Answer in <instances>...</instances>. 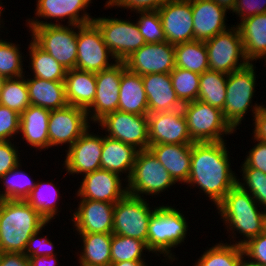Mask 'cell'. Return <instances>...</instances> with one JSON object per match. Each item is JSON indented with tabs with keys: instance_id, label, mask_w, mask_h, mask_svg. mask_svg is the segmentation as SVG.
<instances>
[{
	"instance_id": "9",
	"label": "cell",
	"mask_w": 266,
	"mask_h": 266,
	"mask_svg": "<svg viewBox=\"0 0 266 266\" xmlns=\"http://www.w3.org/2000/svg\"><path fill=\"white\" fill-rule=\"evenodd\" d=\"M230 28L205 41L209 70L211 71L230 74L249 63L243 51V42L238 26L233 25Z\"/></svg>"
},
{
	"instance_id": "24",
	"label": "cell",
	"mask_w": 266,
	"mask_h": 266,
	"mask_svg": "<svg viewBox=\"0 0 266 266\" xmlns=\"http://www.w3.org/2000/svg\"><path fill=\"white\" fill-rule=\"evenodd\" d=\"M149 150L175 182L187 183L191 171L192 144L149 145Z\"/></svg>"
},
{
	"instance_id": "13",
	"label": "cell",
	"mask_w": 266,
	"mask_h": 266,
	"mask_svg": "<svg viewBox=\"0 0 266 266\" xmlns=\"http://www.w3.org/2000/svg\"><path fill=\"white\" fill-rule=\"evenodd\" d=\"M77 30L76 69L98 73L114 65L109 63V56L117 62L104 43L101 31L93 22L79 25Z\"/></svg>"
},
{
	"instance_id": "38",
	"label": "cell",
	"mask_w": 266,
	"mask_h": 266,
	"mask_svg": "<svg viewBox=\"0 0 266 266\" xmlns=\"http://www.w3.org/2000/svg\"><path fill=\"white\" fill-rule=\"evenodd\" d=\"M0 105L23 113L31 104L25 76L6 79L0 91Z\"/></svg>"
},
{
	"instance_id": "35",
	"label": "cell",
	"mask_w": 266,
	"mask_h": 266,
	"mask_svg": "<svg viewBox=\"0 0 266 266\" xmlns=\"http://www.w3.org/2000/svg\"><path fill=\"white\" fill-rule=\"evenodd\" d=\"M227 78L228 74L218 71L207 70L200 74L197 100L223 111L226 99Z\"/></svg>"
},
{
	"instance_id": "15",
	"label": "cell",
	"mask_w": 266,
	"mask_h": 266,
	"mask_svg": "<svg viewBox=\"0 0 266 266\" xmlns=\"http://www.w3.org/2000/svg\"><path fill=\"white\" fill-rule=\"evenodd\" d=\"M86 110L67 105L50 111L48 122L49 147L68 143L70 147L89 127Z\"/></svg>"
},
{
	"instance_id": "47",
	"label": "cell",
	"mask_w": 266,
	"mask_h": 266,
	"mask_svg": "<svg viewBox=\"0 0 266 266\" xmlns=\"http://www.w3.org/2000/svg\"><path fill=\"white\" fill-rule=\"evenodd\" d=\"M40 231L34 233L27 242L24 255L28 258L31 256H50L57 255L54 253L53 243L46 237H38Z\"/></svg>"
},
{
	"instance_id": "2",
	"label": "cell",
	"mask_w": 266,
	"mask_h": 266,
	"mask_svg": "<svg viewBox=\"0 0 266 266\" xmlns=\"http://www.w3.org/2000/svg\"><path fill=\"white\" fill-rule=\"evenodd\" d=\"M46 224L25 200H0V252L24 253L30 237Z\"/></svg>"
},
{
	"instance_id": "37",
	"label": "cell",
	"mask_w": 266,
	"mask_h": 266,
	"mask_svg": "<svg viewBox=\"0 0 266 266\" xmlns=\"http://www.w3.org/2000/svg\"><path fill=\"white\" fill-rule=\"evenodd\" d=\"M20 166L22 167L18 164L0 177L3 181V189L5 186L4 191L0 193V200H25L35 188L36 183L31 180L32 178L28 174L19 169Z\"/></svg>"
},
{
	"instance_id": "40",
	"label": "cell",
	"mask_w": 266,
	"mask_h": 266,
	"mask_svg": "<svg viewBox=\"0 0 266 266\" xmlns=\"http://www.w3.org/2000/svg\"><path fill=\"white\" fill-rule=\"evenodd\" d=\"M143 250L149 251L147 244L140 239L113 234L110 247L111 263L122 261H145Z\"/></svg>"
},
{
	"instance_id": "49",
	"label": "cell",
	"mask_w": 266,
	"mask_h": 266,
	"mask_svg": "<svg viewBox=\"0 0 266 266\" xmlns=\"http://www.w3.org/2000/svg\"><path fill=\"white\" fill-rule=\"evenodd\" d=\"M15 147L10 140L0 141V177L20 164L19 153Z\"/></svg>"
},
{
	"instance_id": "18",
	"label": "cell",
	"mask_w": 266,
	"mask_h": 266,
	"mask_svg": "<svg viewBox=\"0 0 266 266\" xmlns=\"http://www.w3.org/2000/svg\"><path fill=\"white\" fill-rule=\"evenodd\" d=\"M158 13L168 43L177 45L194 40L191 0H167Z\"/></svg>"
},
{
	"instance_id": "32",
	"label": "cell",
	"mask_w": 266,
	"mask_h": 266,
	"mask_svg": "<svg viewBox=\"0 0 266 266\" xmlns=\"http://www.w3.org/2000/svg\"><path fill=\"white\" fill-rule=\"evenodd\" d=\"M83 250L79 255L80 266H110L112 235L109 233H79Z\"/></svg>"
},
{
	"instance_id": "11",
	"label": "cell",
	"mask_w": 266,
	"mask_h": 266,
	"mask_svg": "<svg viewBox=\"0 0 266 266\" xmlns=\"http://www.w3.org/2000/svg\"><path fill=\"white\" fill-rule=\"evenodd\" d=\"M92 22L101 31L104 43L117 61H125L146 44L137 23L106 17H94Z\"/></svg>"
},
{
	"instance_id": "43",
	"label": "cell",
	"mask_w": 266,
	"mask_h": 266,
	"mask_svg": "<svg viewBox=\"0 0 266 266\" xmlns=\"http://www.w3.org/2000/svg\"><path fill=\"white\" fill-rule=\"evenodd\" d=\"M242 165L241 171L243 173V181L245 182L242 183L238 179L237 184L244 191L251 194L258 205H263L266 210V174L260 170L248 167L245 163Z\"/></svg>"
},
{
	"instance_id": "36",
	"label": "cell",
	"mask_w": 266,
	"mask_h": 266,
	"mask_svg": "<svg viewBox=\"0 0 266 266\" xmlns=\"http://www.w3.org/2000/svg\"><path fill=\"white\" fill-rule=\"evenodd\" d=\"M58 190L52 182H37L25 201L49 223L58 213Z\"/></svg>"
},
{
	"instance_id": "30",
	"label": "cell",
	"mask_w": 266,
	"mask_h": 266,
	"mask_svg": "<svg viewBox=\"0 0 266 266\" xmlns=\"http://www.w3.org/2000/svg\"><path fill=\"white\" fill-rule=\"evenodd\" d=\"M26 83L31 105L40 106L50 111L68 105L64 82L33 77L28 78Z\"/></svg>"
},
{
	"instance_id": "26",
	"label": "cell",
	"mask_w": 266,
	"mask_h": 266,
	"mask_svg": "<svg viewBox=\"0 0 266 266\" xmlns=\"http://www.w3.org/2000/svg\"><path fill=\"white\" fill-rule=\"evenodd\" d=\"M139 150L129 144L119 140L103 137V147L101 154V169L120 174L128 173L127 180L133 171L135 159Z\"/></svg>"
},
{
	"instance_id": "51",
	"label": "cell",
	"mask_w": 266,
	"mask_h": 266,
	"mask_svg": "<svg viewBox=\"0 0 266 266\" xmlns=\"http://www.w3.org/2000/svg\"><path fill=\"white\" fill-rule=\"evenodd\" d=\"M246 155L245 163L248 167L262 171L266 174V142L260 140Z\"/></svg>"
},
{
	"instance_id": "48",
	"label": "cell",
	"mask_w": 266,
	"mask_h": 266,
	"mask_svg": "<svg viewBox=\"0 0 266 266\" xmlns=\"http://www.w3.org/2000/svg\"><path fill=\"white\" fill-rule=\"evenodd\" d=\"M167 0H108L106 1V8L122 7L131 9V11H156ZM111 6V7H110Z\"/></svg>"
},
{
	"instance_id": "4",
	"label": "cell",
	"mask_w": 266,
	"mask_h": 266,
	"mask_svg": "<svg viewBox=\"0 0 266 266\" xmlns=\"http://www.w3.org/2000/svg\"><path fill=\"white\" fill-rule=\"evenodd\" d=\"M38 20L34 18L27 20L32 39L66 70L76 68L77 31L74 29L79 25L64 26L60 23Z\"/></svg>"
},
{
	"instance_id": "10",
	"label": "cell",
	"mask_w": 266,
	"mask_h": 266,
	"mask_svg": "<svg viewBox=\"0 0 266 266\" xmlns=\"http://www.w3.org/2000/svg\"><path fill=\"white\" fill-rule=\"evenodd\" d=\"M142 197L126 194L115 203L113 234L140 239L148 247V223L154 210Z\"/></svg>"
},
{
	"instance_id": "23",
	"label": "cell",
	"mask_w": 266,
	"mask_h": 266,
	"mask_svg": "<svg viewBox=\"0 0 266 266\" xmlns=\"http://www.w3.org/2000/svg\"><path fill=\"white\" fill-rule=\"evenodd\" d=\"M148 100V114L180 109L183 103L173 89L170 73L142 75Z\"/></svg>"
},
{
	"instance_id": "8",
	"label": "cell",
	"mask_w": 266,
	"mask_h": 266,
	"mask_svg": "<svg viewBox=\"0 0 266 266\" xmlns=\"http://www.w3.org/2000/svg\"><path fill=\"white\" fill-rule=\"evenodd\" d=\"M127 182V193L136 197H144L143 194L158 195L176 183L149 149L138 151Z\"/></svg>"
},
{
	"instance_id": "1",
	"label": "cell",
	"mask_w": 266,
	"mask_h": 266,
	"mask_svg": "<svg viewBox=\"0 0 266 266\" xmlns=\"http://www.w3.org/2000/svg\"><path fill=\"white\" fill-rule=\"evenodd\" d=\"M225 146V141L192 144L191 171L187 184L200 187L216 206L238 183V177L230 168Z\"/></svg>"
},
{
	"instance_id": "5",
	"label": "cell",
	"mask_w": 266,
	"mask_h": 266,
	"mask_svg": "<svg viewBox=\"0 0 266 266\" xmlns=\"http://www.w3.org/2000/svg\"><path fill=\"white\" fill-rule=\"evenodd\" d=\"M148 223V249L149 252L164 254L173 262L171 248L184 242L188 231V223L181 211L171 206H159L153 208Z\"/></svg>"
},
{
	"instance_id": "55",
	"label": "cell",
	"mask_w": 266,
	"mask_h": 266,
	"mask_svg": "<svg viewBox=\"0 0 266 266\" xmlns=\"http://www.w3.org/2000/svg\"><path fill=\"white\" fill-rule=\"evenodd\" d=\"M216 4L220 5L227 11H233L237 0H213Z\"/></svg>"
},
{
	"instance_id": "14",
	"label": "cell",
	"mask_w": 266,
	"mask_h": 266,
	"mask_svg": "<svg viewBox=\"0 0 266 266\" xmlns=\"http://www.w3.org/2000/svg\"><path fill=\"white\" fill-rule=\"evenodd\" d=\"M126 69L124 61H117L110 68L95 73L96 95L86 110L89 121L97 123L105 115L118 110L120 81Z\"/></svg>"
},
{
	"instance_id": "33",
	"label": "cell",
	"mask_w": 266,
	"mask_h": 266,
	"mask_svg": "<svg viewBox=\"0 0 266 266\" xmlns=\"http://www.w3.org/2000/svg\"><path fill=\"white\" fill-rule=\"evenodd\" d=\"M175 67L198 74L209 70L208 53L205 42L193 40L174 45Z\"/></svg>"
},
{
	"instance_id": "21",
	"label": "cell",
	"mask_w": 266,
	"mask_h": 266,
	"mask_svg": "<svg viewBox=\"0 0 266 266\" xmlns=\"http://www.w3.org/2000/svg\"><path fill=\"white\" fill-rule=\"evenodd\" d=\"M113 203L81 199L72 221L78 233L113 234Z\"/></svg>"
},
{
	"instance_id": "22",
	"label": "cell",
	"mask_w": 266,
	"mask_h": 266,
	"mask_svg": "<svg viewBox=\"0 0 266 266\" xmlns=\"http://www.w3.org/2000/svg\"><path fill=\"white\" fill-rule=\"evenodd\" d=\"M194 40L207 41L228 29L226 9L213 0H191Z\"/></svg>"
},
{
	"instance_id": "59",
	"label": "cell",
	"mask_w": 266,
	"mask_h": 266,
	"mask_svg": "<svg viewBox=\"0 0 266 266\" xmlns=\"http://www.w3.org/2000/svg\"><path fill=\"white\" fill-rule=\"evenodd\" d=\"M2 3L0 2V18H1V15H2V12L1 11H3V9H1L3 6L1 5ZM0 22H2L1 20H0ZM0 25H1V23H0ZM1 27V26H0Z\"/></svg>"
},
{
	"instance_id": "39",
	"label": "cell",
	"mask_w": 266,
	"mask_h": 266,
	"mask_svg": "<svg viewBox=\"0 0 266 266\" xmlns=\"http://www.w3.org/2000/svg\"><path fill=\"white\" fill-rule=\"evenodd\" d=\"M243 257L242 246L218 243L205 250L195 266H236Z\"/></svg>"
},
{
	"instance_id": "44",
	"label": "cell",
	"mask_w": 266,
	"mask_h": 266,
	"mask_svg": "<svg viewBox=\"0 0 266 266\" xmlns=\"http://www.w3.org/2000/svg\"><path fill=\"white\" fill-rule=\"evenodd\" d=\"M137 13H139L140 17L136 23L146 43L152 44L166 41L158 10L137 11Z\"/></svg>"
},
{
	"instance_id": "45",
	"label": "cell",
	"mask_w": 266,
	"mask_h": 266,
	"mask_svg": "<svg viewBox=\"0 0 266 266\" xmlns=\"http://www.w3.org/2000/svg\"><path fill=\"white\" fill-rule=\"evenodd\" d=\"M20 132V114L0 105V141H8L15 138Z\"/></svg>"
},
{
	"instance_id": "19",
	"label": "cell",
	"mask_w": 266,
	"mask_h": 266,
	"mask_svg": "<svg viewBox=\"0 0 266 266\" xmlns=\"http://www.w3.org/2000/svg\"><path fill=\"white\" fill-rule=\"evenodd\" d=\"M89 129L68 147L63 165L69 174H88L101 169L103 137L91 134Z\"/></svg>"
},
{
	"instance_id": "53",
	"label": "cell",
	"mask_w": 266,
	"mask_h": 266,
	"mask_svg": "<svg viewBox=\"0 0 266 266\" xmlns=\"http://www.w3.org/2000/svg\"><path fill=\"white\" fill-rule=\"evenodd\" d=\"M255 130H254V139L266 142V109L264 105L256 112L253 116Z\"/></svg>"
},
{
	"instance_id": "16",
	"label": "cell",
	"mask_w": 266,
	"mask_h": 266,
	"mask_svg": "<svg viewBox=\"0 0 266 266\" xmlns=\"http://www.w3.org/2000/svg\"><path fill=\"white\" fill-rule=\"evenodd\" d=\"M126 68L140 76L170 73L175 68V47L167 41L146 43L125 61Z\"/></svg>"
},
{
	"instance_id": "34",
	"label": "cell",
	"mask_w": 266,
	"mask_h": 266,
	"mask_svg": "<svg viewBox=\"0 0 266 266\" xmlns=\"http://www.w3.org/2000/svg\"><path fill=\"white\" fill-rule=\"evenodd\" d=\"M29 55L33 77L47 81L64 82L67 70L59 64L50 54L42 49L33 39L29 44Z\"/></svg>"
},
{
	"instance_id": "58",
	"label": "cell",
	"mask_w": 266,
	"mask_h": 266,
	"mask_svg": "<svg viewBox=\"0 0 266 266\" xmlns=\"http://www.w3.org/2000/svg\"><path fill=\"white\" fill-rule=\"evenodd\" d=\"M5 80H6V78L4 76L0 75V91L3 88Z\"/></svg>"
},
{
	"instance_id": "27",
	"label": "cell",
	"mask_w": 266,
	"mask_h": 266,
	"mask_svg": "<svg viewBox=\"0 0 266 266\" xmlns=\"http://www.w3.org/2000/svg\"><path fill=\"white\" fill-rule=\"evenodd\" d=\"M68 105L87 110L96 95L95 73L79 69L67 70L64 80Z\"/></svg>"
},
{
	"instance_id": "54",
	"label": "cell",
	"mask_w": 266,
	"mask_h": 266,
	"mask_svg": "<svg viewBox=\"0 0 266 266\" xmlns=\"http://www.w3.org/2000/svg\"><path fill=\"white\" fill-rule=\"evenodd\" d=\"M56 255L50 256H31L29 257L30 266H57ZM57 261V262H56Z\"/></svg>"
},
{
	"instance_id": "50",
	"label": "cell",
	"mask_w": 266,
	"mask_h": 266,
	"mask_svg": "<svg viewBox=\"0 0 266 266\" xmlns=\"http://www.w3.org/2000/svg\"><path fill=\"white\" fill-rule=\"evenodd\" d=\"M232 12L238 14L241 18L240 21L257 14L266 13V0H237Z\"/></svg>"
},
{
	"instance_id": "41",
	"label": "cell",
	"mask_w": 266,
	"mask_h": 266,
	"mask_svg": "<svg viewBox=\"0 0 266 266\" xmlns=\"http://www.w3.org/2000/svg\"><path fill=\"white\" fill-rule=\"evenodd\" d=\"M170 76L173 89L183 104L197 100L200 74L175 67L170 72Z\"/></svg>"
},
{
	"instance_id": "25",
	"label": "cell",
	"mask_w": 266,
	"mask_h": 266,
	"mask_svg": "<svg viewBox=\"0 0 266 266\" xmlns=\"http://www.w3.org/2000/svg\"><path fill=\"white\" fill-rule=\"evenodd\" d=\"M36 17L39 18H57L61 20L65 17L68 18L69 25H86L92 23L94 18L87 12L80 15V11L88 7L91 0H37Z\"/></svg>"
},
{
	"instance_id": "46",
	"label": "cell",
	"mask_w": 266,
	"mask_h": 266,
	"mask_svg": "<svg viewBox=\"0 0 266 266\" xmlns=\"http://www.w3.org/2000/svg\"><path fill=\"white\" fill-rule=\"evenodd\" d=\"M242 247L244 256L250 258L255 266H266V230Z\"/></svg>"
},
{
	"instance_id": "17",
	"label": "cell",
	"mask_w": 266,
	"mask_h": 266,
	"mask_svg": "<svg viewBox=\"0 0 266 266\" xmlns=\"http://www.w3.org/2000/svg\"><path fill=\"white\" fill-rule=\"evenodd\" d=\"M147 116L149 145L194 143L182 108Z\"/></svg>"
},
{
	"instance_id": "12",
	"label": "cell",
	"mask_w": 266,
	"mask_h": 266,
	"mask_svg": "<svg viewBox=\"0 0 266 266\" xmlns=\"http://www.w3.org/2000/svg\"><path fill=\"white\" fill-rule=\"evenodd\" d=\"M97 123L108 132L107 137L132 145L139 151L149 149L147 115L116 110Z\"/></svg>"
},
{
	"instance_id": "56",
	"label": "cell",
	"mask_w": 266,
	"mask_h": 266,
	"mask_svg": "<svg viewBox=\"0 0 266 266\" xmlns=\"http://www.w3.org/2000/svg\"><path fill=\"white\" fill-rule=\"evenodd\" d=\"M144 261H122L118 263H111L110 266H147Z\"/></svg>"
},
{
	"instance_id": "57",
	"label": "cell",
	"mask_w": 266,
	"mask_h": 266,
	"mask_svg": "<svg viewBox=\"0 0 266 266\" xmlns=\"http://www.w3.org/2000/svg\"><path fill=\"white\" fill-rule=\"evenodd\" d=\"M246 257H243L237 264L236 266H255L251 261L244 260Z\"/></svg>"
},
{
	"instance_id": "20",
	"label": "cell",
	"mask_w": 266,
	"mask_h": 266,
	"mask_svg": "<svg viewBox=\"0 0 266 266\" xmlns=\"http://www.w3.org/2000/svg\"><path fill=\"white\" fill-rule=\"evenodd\" d=\"M120 178V175L103 169L84 174L77 196L115 204L127 194V186H122Z\"/></svg>"
},
{
	"instance_id": "52",
	"label": "cell",
	"mask_w": 266,
	"mask_h": 266,
	"mask_svg": "<svg viewBox=\"0 0 266 266\" xmlns=\"http://www.w3.org/2000/svg\"><path fill=\"white\" fill-rule=\"evenodd\" d=\"M0 266H30L24 253L0 252Z\"/></svg>"
},
{
	"instance_id": "42",
	"label": "cell",
	"mask_w": 266,
	"mask_h": 266,
	"mask_svg": "<svg viewBox=\"0 0 266 266\" xmlns=\"http://www.w3.org/2000/svg\"><path fill=\"white\" fill-rule=\"evenodd\" d=\"M20 48L14 43L0 39V75L6 79L24 76Z\"/></svg>"
},
{
	"instance_id": "7",
	"label": "cell",
	"mask_w": 266,
	"mask_h": 266,
	"mask_svg": "<svg viewBox=\"0 0 266 266\" xmlns=\"http://www.w3.org/2000/svg\"><path fill=\"white\" fill-rule=\"evenodd\" d=\"M182 111L194 143L225 141L223 136L236 131L225 121L222 110L199 100L184 103Z\"/></svg>"
},
{
	"instance_id": "29",
	"label": "cell",
	"mask_w": 266,
	"mask_h": 266,
	"mask_svg": "<svg viewBox=\"0 0 266 266\" xmlns=\"http://www.w3.org/2000/svg\"><path fill=\"white\" fill-rule=\"evenodd\" d=\"M49 116L50 110L34 105H30L20 114V133L28 145L39 148L38 150L49 148Z\"/></svg>"
},
{
	"instance_id": "31",
	"label": "cell",
	"mask_w": 266,
	"mask_h": 266,
	"mask_svg": "<svg viewBox=\"0 0 266 266\" xmlns=\"http://www.w3.org/2000/svg\"><path fill=\"white\" fill-rule=\"evenodd\" d=\"M118 110L148 115V100L142 77L126 69L121 76Z\"/></svg>"
},
{
	"instance_id": "28",
	"label": "cell",
	"mask_w": 266,
	"mask_h": 266,
	"mask_svg": "<svg viewBox=\"0 0 266 266\" xmlns=\"http://www.w3.org/2000/svg\"><path fill=\"white\" fill-rule=\"evenodd\" d=\"M243 42L246 59H266V13L257 14L237 24ZM266 62V60H264Z\"/></svg>"
},
{
	"instance_id": "6",
	"label": "cell",
	"mask_w": 266,
	"mask_h": 266,
	"mask_svg": "<svg viewBox=\"0 0 266 266\" xmlns=\"http://www.w3.org/2000/svg\"><path fill=\"white\" fill-rule=\"evenodd\" d=\"M254 68L256 67L249 62L245 67L228 74L226 99L222 113L225 121L233 130L240 125L249 108H254L252 112L255 116L263 106H258L256 103L253 107L251 105L256 85Z\"/></svg>"
},
{
	"instance_id": "3",
	"label": "cell",
	"mask_w": 266,
	"mask_h": 266,
	"mask_svg": "<svg viewBox=\"0 0 266 266\" xmlns=\"http://www.w3.org/2000/svg\"><path fill=\"white\" fill-rule=\"evenodd\" d=\"M228 230L239 231L243 240L234 244L243 246L250 239L266 230V210L258 209L257 202L251 194L244 191L238 184L233 187L216 206Z\"/></svg>"
}]
</instances>
